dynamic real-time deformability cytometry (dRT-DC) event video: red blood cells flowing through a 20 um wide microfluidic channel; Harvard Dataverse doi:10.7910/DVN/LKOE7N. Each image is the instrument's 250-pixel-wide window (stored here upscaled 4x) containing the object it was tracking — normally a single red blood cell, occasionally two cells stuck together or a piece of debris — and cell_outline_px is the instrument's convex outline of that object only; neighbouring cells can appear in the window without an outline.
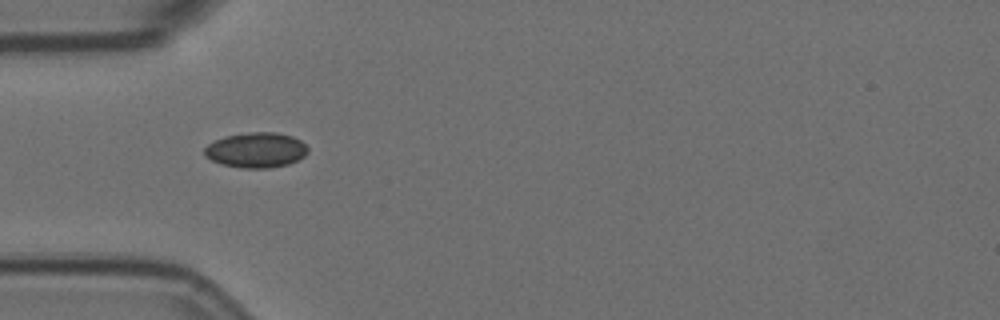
{"species": "Egyptian fruit bat (a non-hibernating species)", "species_latin": "Rousettus aegyptiacus", "temperature_condition": "room temperature", "stored_images_in_passage": 7, "camera_frame_rate_fps": 3000, "um_per_image_px": 0.085, "animal": {"sex": "female"}, "frame": {"image": 1, "passage_image": 1, "time_ms": 0.0, "image_size_px": [1000, 320], "cell_outline_px": [[308, 152], [304, 156], [288, 164], [268, 168], [240, 168], [220, 164], [204, 156], [204, 148], [212, 140], [224, 136], [252, 132], [276, 132], [292, 136], [300, 140], [308, 148]], "centroid_in_image_um": [21.73, 12.75], "position_along_channel_um": 63.3, "area_um2": 21.33}}
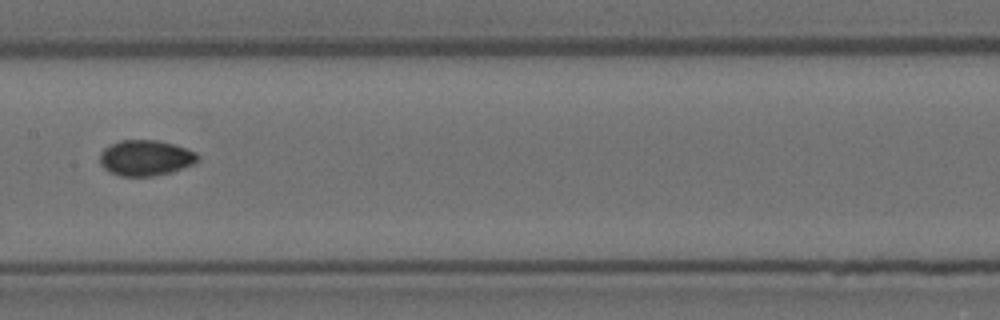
{"frame": {"image": 2, "passage_image": 4, "time_ms": 1.0, "image_size_px": [1000, 320], "cell_outline_px": [[200, 160], [192, 164], [172, 172], [152, 176], [120, 176], [108, 172], [100, 164], [100, 152], [104, 148], [120, 140], [156, 140], [176, 144], [196, 152], [200, 156]], "centroid_in_image_um": [12.38, 13.42], "position_along_channel_um": 195.0, "area_um2": 20.52}}
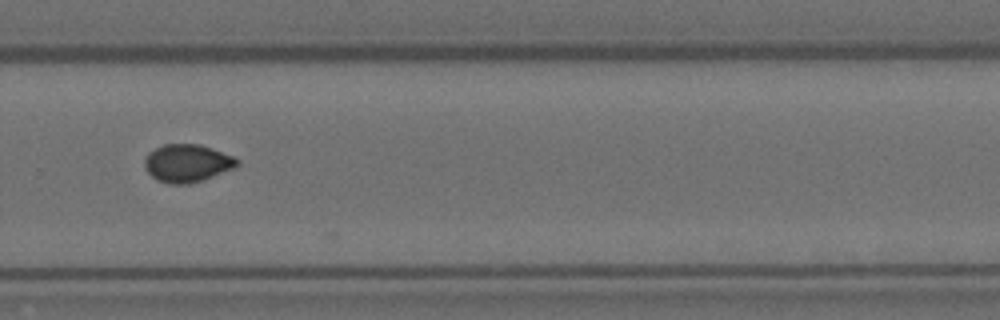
{"frame": {"image": 3, "passage_image": 7, "time_ms": 2.0, "image_size_px": [1000, 320], "cell_outline_px": [[240, 164], [232, 168], [200, 180], [188, 184], [168, 184], [156, 180], [144, 168], [144, 160], [148, 152], [164, 144], [200, 144], [212, 148], [232, 156], [240, 160]], "centroid_in_image_um": [15.87, 13.86], "position_along_channel_um": 313.9, "area_um2": 20.23}}